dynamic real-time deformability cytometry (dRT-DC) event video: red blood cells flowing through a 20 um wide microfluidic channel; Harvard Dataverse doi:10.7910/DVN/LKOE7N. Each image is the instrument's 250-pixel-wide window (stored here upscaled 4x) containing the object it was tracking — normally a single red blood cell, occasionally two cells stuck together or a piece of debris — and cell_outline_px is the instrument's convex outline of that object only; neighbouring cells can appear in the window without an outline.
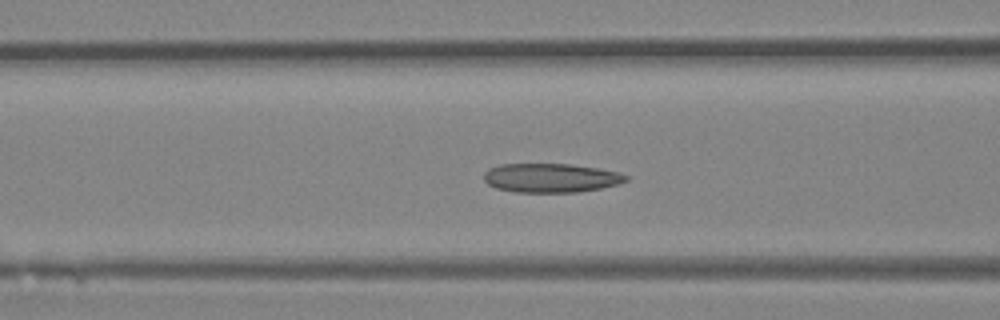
{"species": "Egyptian fruit bat (a non-hibernating species)", "species_latin": "Rousettus aegyptiacus", "temperature_condition": "room temperature", "stored_images_in_passage": 41, "camera_frame_rate_fps": 3000, "um_per_image_px": 0.085, "animal": {"sex": "female"}, "frame": {"image": 1, "passage_image": 13, "time_ms": 4.0, "image_size_px": [1000, 320], "cell_outline_px": [[628, 180], [616, 184], [600, 188], [576, 192], [516, 192], [496, 188], [488, 184], [484, 180], [484, 172], [488, 168], [500, 164], [572, 164], [600, 168], [620, 172], [628, 176]], "centroid_in_image_um": [46.81, 15.11], "position_along_channel_um": 119.8, "area_um2": 24.1}}
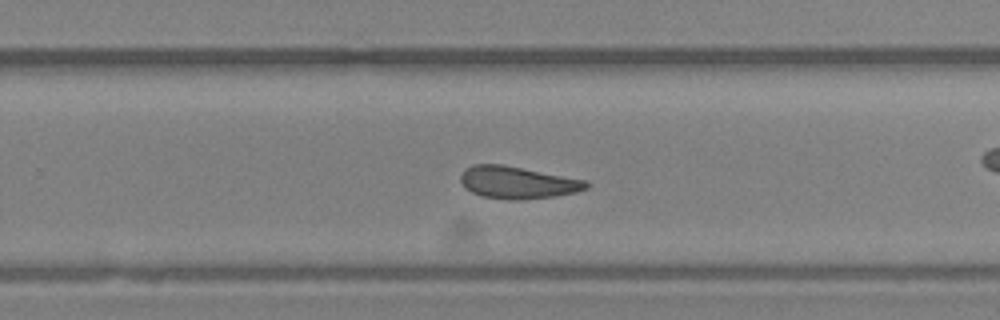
{"frame": {"image": 2, "passage_image": 24, "time_ms": 7.667, "image_size_px": [1000, 320], "cell_outline_px": [[588, 188], [576, 192], [556, 196], [520, 200], [508, 200], [480, 196], [472, 192], [460, 180], [460, 176], [464, 168], [472, 164], [500, 164], [588, 180]], "centroid_in_image_um": [44.0, 15.51], "position_along_channel_um": 285.8, "area_um2": 23.64}}
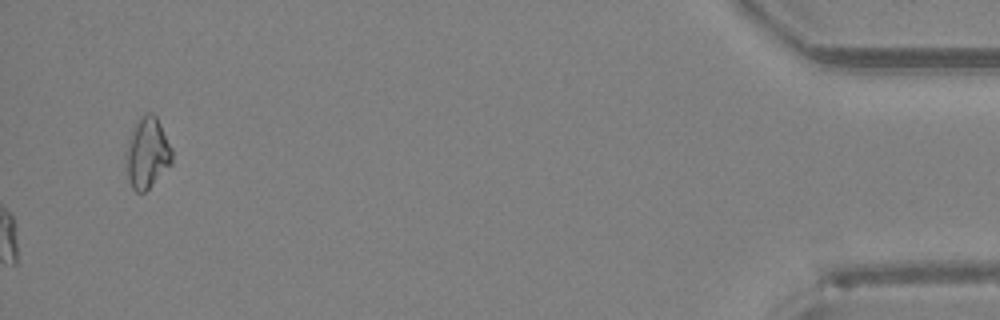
{"frame": {"image": 3, "passage_image": 41, "time_ms": 13.333, "image_size_px": [1000, 320], "cell_outline_px": [[172, 164], [144, 192], [136, 192], [132, 188], [128, 180], [124, 156], [124, 152], [132, 128], [140, 116], [148, 112], [152, 112], [156, 116], [172, 148]], "centroid_in_image_um": [12.48, 12.99], "position_along_channel_um": 422.7, "area_um2": 19.25}}